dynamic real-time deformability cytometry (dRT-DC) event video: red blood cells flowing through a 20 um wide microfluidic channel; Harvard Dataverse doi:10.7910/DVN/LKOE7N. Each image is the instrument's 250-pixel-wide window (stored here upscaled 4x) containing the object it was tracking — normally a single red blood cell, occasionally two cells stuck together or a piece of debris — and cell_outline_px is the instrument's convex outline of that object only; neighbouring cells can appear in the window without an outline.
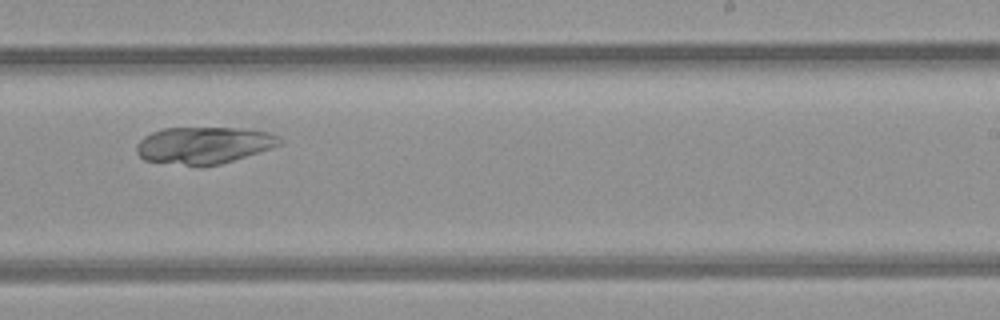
{"species": "common noctule bat (a hibernating species)", "species_latin": "Nyctalus noctula", "temperature_condition": "room temperature", "stored_images_in_passage": 11, "camera_frame_rate_fps": 3000, "um_per_image_px": 0.085, "animal": {"sex": "female", "body_mass_g": 21.9}, "frame": {"image": 1, "passage_image": 10, "time_ms": 11.333, "image_size_px": [1000, 320], "cell_outline_px": [[284, 140], [280, 144], [272, 148], [220, 164], [200, 168], [196, 168], [144, 160], [136, 152], [136, 144], [144, 136], [152, 132], [164, 128], [240, 128], [268, 132], [280, 136]], "centroid_in_image_um": [17.31, 12.37], "position_along_channel_um": 271.7, "area_um2": 31.33}}
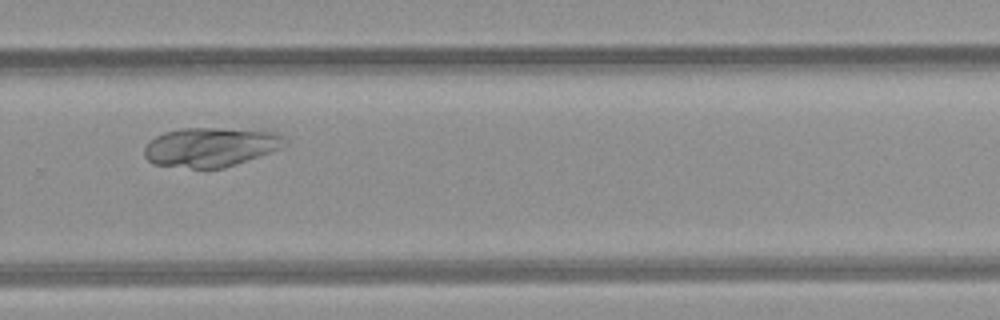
{"frame": {"image": 2, "passage_image": 11, "time_ms": 12.333, "image_size_px": [1000, 320], "cell_outline_px": [[288, 144], [280, 148], [236, 164], [224, 168], [192, 168], [152, 164], [144, 156], [144, 148], [148, 140], [164, 132], [180, 128], [216, 128], [276, 132]], "centroid_in_image_um": [17.83, 12.5], "position_along_channel_um": 312.0, "area_um2": 31.96}}